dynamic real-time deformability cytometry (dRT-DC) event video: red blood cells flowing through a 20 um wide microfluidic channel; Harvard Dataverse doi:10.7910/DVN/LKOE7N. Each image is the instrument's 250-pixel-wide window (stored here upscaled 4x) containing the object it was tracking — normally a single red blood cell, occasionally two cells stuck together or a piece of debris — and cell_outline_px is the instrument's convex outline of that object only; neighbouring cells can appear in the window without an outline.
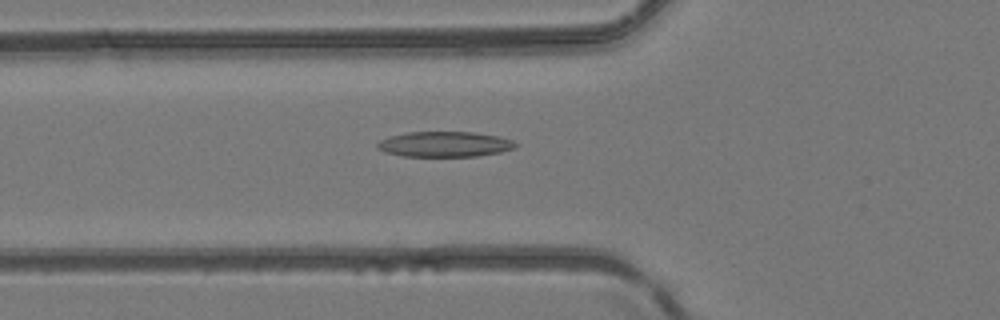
{"species": "common noctule bat (a hibernating species)", "species_latin": "Nyctalus noctula", "temperature_condition": "room temperature", "stored_images_in_passage": 48, "camera_frame_rate_fps": 3000, "um_per_image_px": 0.085, "animal": {"sex": "female", "body_mass_g": 24.6, "forearm_length_mm": 56.2}, "frame": {"image": 1, "passage_image": 18, "time_ms": 5.667, "image_size_px": [1000, 320], "cell_outline_px": [[516, 148], [500, 152], [476, 156], [400, 156], [384, 152], [376, 148], [376, 144], [380, 140], [388, 136], [408, 132], [472, 132], [496, 136], [512, 140], [516, 144]], "centroid_in_image_um": [37.73, 12.26], "position_along_channel_um": 88.1, "area_um2": 20.4}}
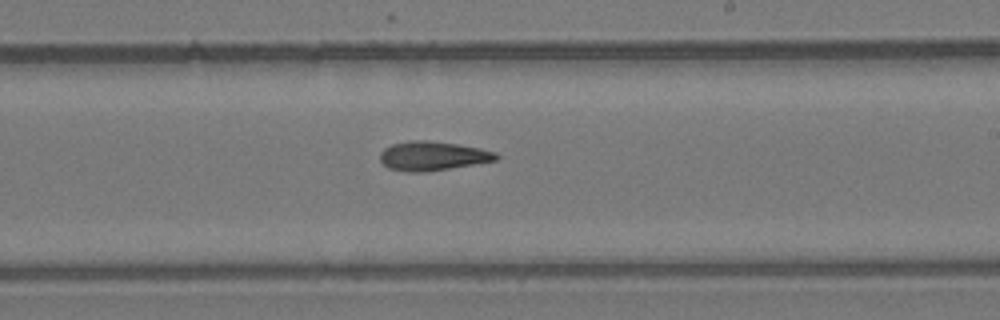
{"frame": {"image": 2, "passage_image": 29, "time_ms": 9.333, "image_size_px": [1000, 320], "cell_outline_px": [[500, 156], [496, 160], [424, 172], [408, 172], [388, 168], [380, 160], [380, 152], [384, 148], [392, 144], [408, 140], [428, 140], [456, 144], [480, 148], [496, 152]], "centroid_in_image_um": [36.74, 13.24], "position_along_channel_um": 252.3, "area_um2": 19.59}}
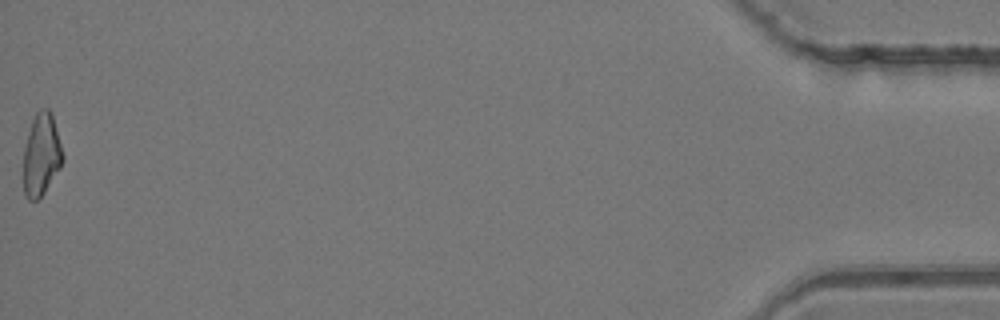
{"frame": {"image": 3, "passage_image": 48, "time_ms": 15.667, "image_size_px": [1000, 320], "cell_outline_px": [[64, 160], [60, 168], [44, 192], [36, 200], [28, 200], [24, 192], [24, 148], [28, 132], [32, 120], [36, 112], [40, 108], [48, 108], [52, 116], [64, 156]], "centroid_in_image_um": [3.51, 13.14], "position_along_channel_um": 431.7, "area_um2": 18.61}}